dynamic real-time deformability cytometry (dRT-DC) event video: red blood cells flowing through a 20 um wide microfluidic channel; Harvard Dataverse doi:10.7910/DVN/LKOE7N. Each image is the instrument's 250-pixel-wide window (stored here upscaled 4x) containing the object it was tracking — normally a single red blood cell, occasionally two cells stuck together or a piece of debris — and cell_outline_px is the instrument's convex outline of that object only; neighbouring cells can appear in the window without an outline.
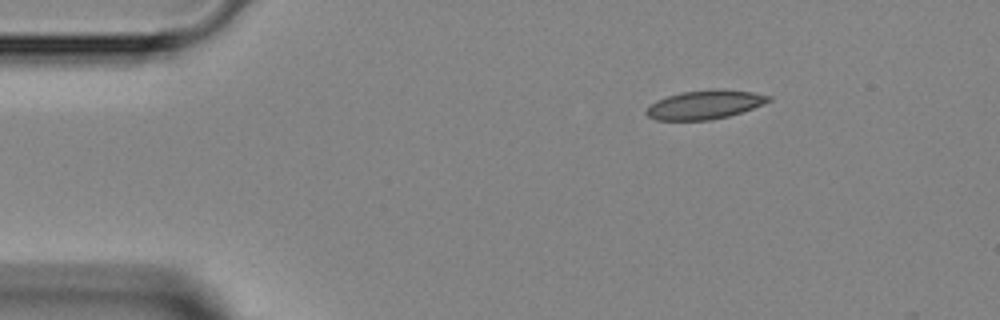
{"species": "Egyptian fruit bat (a non-hibernating species)", "species_latin": "Rousettus aegyptiacus", "temperature_condition": "room temperature", "stored_images_in_passage": 2, "camera_frame_rate_fps": 3000, "um_per_image_px": 0.085, "animal": {"sex": "female"}, "frame": {"image": 1, "passage_image": 1, "time_ms": 0.0, "image_size_px": [1000, 320], "cell_outline_px": [[772, 100], [752, 108], [728, 116], [712, 120], [656, 120], [648, 116], [644, 112], [656, 100], [680, 92], [712, 88], [720, 88], [752, 92], [772, 96]], "centroid_in_image_um": [59.91, 8.88], "position_along_channel_um": 25.1, "area_um2": 20.63}}